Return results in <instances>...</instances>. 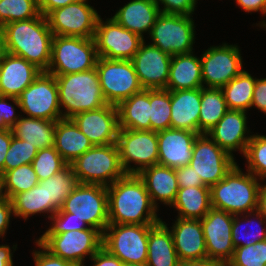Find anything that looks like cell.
Returning <instances> with one entry per match:
<instances>
[{
	"instance_id": "6da1fadb",
	"label": "cell",
	"mask_w": 266,
	"mask_h": 266,
	"mask_svg": "<svg viewBox=\"0 0 266 266\" xmlns=\"http://www.w3.org/2000/svg\"><path fill=\"white\" fill-rule=\"evenodd\" d=\"M109 224H157L158 209L152 204L144 182L126 174L107 187Z\"/></svg>"
},
{
	"instance_id": "7a4b0ae2",
	"label": "cell",
	"mask_w": 266,
	"mask_h": 266,
	"mask_svg": "<svg viewBox=\"0 0 266 266\" xmlns=\"http://www.w3.org/2000/svg\"><path fill=\"white\" fill-rule=\"evenodd\" d=\"M2 30L5 52L24 58L40 70L47 71L54 35L44 15L5 24Z\"/></svg>"
},
{
	"instance_id": "3957f363",
	"label": "cell",
	"mask_w": 266,
	"mask_h": 266,
	"mask_svg": "<svg viewBox=\"0 0 266 266\" xmlns=\"http://www.w3.org/2000/svg\"><path fill=\"white\" fill-rule=\"evenodd\" d=\"M242 170L236 163L222 180L210 187L212 208L232 215L257 210L261 180Z\"/></svg>"
},
{
	"instance_id": "277c9868",
	"label": "cell",
	"mask_w": 266,
	"mask_h": 266,
	"mask_svg": "<svg viewBox=\"0 0 266 266\" xmlns=\"http://www.w3.org/2000/svg\"><path fill=\"white\" fill-rule=\"evenodd\" d=\"M54 76L63 119H71L78 113L99 109L108 104L96 68Z\"/></svg>"
},
{
	"instance_id": "5b68a950",
	"label": "cell",
	"mask_w": 266,
	"mask_h": 266,
	"mask_svg": "<svg viewBox=\"0 0 266 266\" xmlns=\"http://www.w3.org/2000/svg\"><path fill=\"white\" fill-rule=\"evenodd\" d=\"M70 165L81 184L108 187L126 175L120 162L116 143L94 145Z\"/></svg>"
},
{
	"instance_id": "8992f818",
	"label": "cell",
	"mask_w": 266,
	"mask_h": 266,
	"mask_svg": "<svg viewBox=\"0 0 266 266\" xmlns=\"http://www.w3.org/2000/svg\"><path fill=\"white\" fill-rule=\"evenodd\" d=\"M94 38L53 36L47 73L65 75L91 70L98 60Z\"/></svg>"
},
{
	"instance_id": "52a82bcc",
	"label": "cell",
	"mask_w": 266,
	"mask_h": 266,
	"mask_svg": "<svg viewBox=\"0 0 266 266\" xmlns=\"http://www.w3.org/2000/svg\"><path fill=\"white\" fill-rule=\"evenodd\" d=\"M191 15L160 13L147 38L149 44L174 56L187 54L195 49V21Z\"/></svg>"
},
{
	"instance_id": "ba28073f",
	"label": "cell",
	"mask_w": 266,
	"mask_h": 266,
	"mask_svg": "<svg viewBox=\"0 0 266 266\" xmlns=\"http://www.w3.org/2000/svg\"><path fill=\"white\" fill-rule=\"evenodd\" d=\"M48 251L76 266L84 265L103 246V234L92 227L64 233H43L37 239Z\"/></svg>"
},
{
	"instance_id": "9c48e42d",
	"label": "cell",
	"mask_w": 266,
	"mask_h": 266,
	"mask_svg": "<svg viewBox=\"0 0 266 266\" xmlns=\"http://www.w3.org/2000/svg\"><path fill=\"white\" fill-rule=\"evenodd\" d=\"M60 209L103 234L109 224L107 187L79 183Z\"/></svg>"
},
{
	"instance_id": "30bf717a",
	"label": "cell",
	"mask_w": 266,
	"mask_h": 266,
	"mask_svg": "<svg viewBox=\"0 0 266 266\" xmlns=\"http://www.w3.org/2000/svg\"><path fill=\"white\" fill-rule=\"evenodd\" d=\"M155 224H108L103 247L123 263L146 264L148 235Z\"/></svg>"
},
{
	"instance_id": "8fae6325",
	"label": "cell",
	"mask_w": 266,
	"mask_h": 266,
	"mask_svg": "<svg viewBox=\"0 0 266 266\" xmlns=\"http://www.w3.org/2000/svg\"><path fill=\"white\" fill-rule=\"evenodd\" d=\"M95 68L108 104L117 106L121 101L143 90L132 60L99 57Z\"/></svg>"
},
{
	"instance_id": "7c38bea8",
	"label": "cell",
	"mask_w": 266,
	"mask_h": 266,
	"mask_svg": "<svg viewBox=\"0 0 266 266\" xmlns=\"http://www.w3.org/2000/svg\"><path fill=\"white\" fill-rule=\"evenodd\" d=\"M116 144L126 174H138L144 168L158 164L156 131L119 129Z\"/></svg>"
},
{
	"instance_id": "4fadbf2b",
	"label": "cell",
	"mask_w": 266,
	"mask_h": 266,
	"mask_svg": "<svg viewBox=\"0 0 266 266\" xmlns=\"http://www.w3.org/2000/svg\"><path fill=\"white\" fill-rule=\"evenodd\" d=\"M200 60L203 87L222 88L244 70L237 44L212 45L203 51Z\"/></svg>"
},
{
	"instance_id": "5bb4252c",
	"label": "cell",
	"mask_w": 266,
	"mask_h": 266,
	"mask_svg": "<svg viewBox=\"0 0 266 266\" xmlns=\"http://www.w3.org/2000/svg\"><path fill=\"white\" fill-rule=\"evenodd\" d=\"M20 112L27 117L57 121L63 119L55 76L42 71L18 97Z\"/></svg>"
},
{
	"instance_id": "9a60e30c",
	"label": "cell",
	"mask_w": 266,
	"mask_h": 266,
	"mask_svg": "<svg viewBox=\"0 0 266 266\" xmlns=\"http://www.w3.org/2000/svg\"><path fill=\"white\" fill-rule=\"evenodd\" d=\"M94 41L98 57L132 60L145 39L125 29L112 17L103 20L99 16L96 23Z\"/></svg>"
},
{
	"instance_id": "2e32d148",
	"label": "cell",
	"mask_w": 266,
	"mask_h": 266,
	"mask_svg": "<svg viewBox=\"0 0 266 266\" xmlns=\"http://www.w3.org/2000/svg\"><path fill=\"white\" fill-rule=\"evenodd\" d=\"M88 1L81 0L51 11L46 18L53 35L94 38L100 14Z\"/></svg>"
},
{
	"instance_id": "e0dca14e",
	"label": "cell",
	"mask_w": 266,
	"mask_h": 266,
	"mask_svg": "<svg viewBox=\"0 0 266 266\" xmlns=\"http://www.w3.org/2000/svg\"><path fill=\"white\" fill-rule=\"evenodd\" d=\"M236 163L235 158L219 147L207 134H200L195 139L189 165L206 186L217 184Z\"/></svg>"
},
{
	"instance_id": "ac0fdd59",
	"label": "cell",
	"mask_w": 266,
	"mask_h": 266,
	"mask_svg": "<svg viewBox=\"0 0 266 266\" xmlns=\"http://www.w3.org/2000/svg\"><path fill=\"white\" fill-rule=\"evenodd\" d=\"M233 218L234 215L226 211L211 208L200 220L207 258L222 266H226L234 254L235 247L231 236Z\"/></svg>"
},
{
	"instance_id": "d6986e66",
	"label": "cell",
	"mask_w": 266,
	"mask_h": 266,
	"mask_svg": "<svg viewBox=\"0 0 266 266\" xmlns=\"http://www.w3.org/2000/svg\"><path fill=\"white\" fill-rule=\"evenodd\" d=\"M171 58L169 54L144 41L132 62L143 89H166Z\"/></svg>"
},
{
	"instance_id": "ffe728a7",
	"label": "cell",
	"mask_w": 266,
	"mask_h": 266,
	"mask_svg": "<svg viewBox=\"0 0 266 266\" xmlns=\"http://www.w3.org/2000/svg\"><path fill=\"white\" fill-rule=\"evenodd\" d=\"M247 113L241 110H228L219 122L206 133L232 157H235L233 153L237 151L244 156L247 145L253 136L247 125Z\"/></svg>"
},
{
	"instance_id": "44dd1931",
	"label": "cell",
	"mask_w": 266,
	"mask_h": 266,
	"mask_svg": "<svg viewBox=\"0 0 266 266\" xmlns=\"http://www.w3.org/2000/svg\"><path fill=\"white\" fill-rule=\"evenodd\" d=\"M71 119L93 145L117 142L119 120L115 105L107 104L99 109L81 112Z\"/></svg>"
},
{
	"instance_id": "7402d4cb",
	"label": "cell",
	"mask_w": 266,
	"mask_h": 266,
	"mask_svg": "<svg viewBox=\"0 0 266 266\" xmlns=\"http://www.w3.org/2000/svg\"><path fill=\"white\" fill-rule=\"evenodd\" d=\"M198 135L188 130L172 128L158 131V164L174 169L189 165Z\"/></svg>"
},
{
	"instance_id": "603a6c76",
	"label": "cell",
	"mask_w": 266,
	"mask_h": 266,
	"mask_svg": "<svg viewBox=\"0 0 266 266\" xmlns=\"http://www.w3.org/2000/svg\"><path fill=\"white\" fill-rule=\"evenodd\" d=\"M180 262L207 259L201 221L176 217L168 227Z\"/></svg>"
},
{
	"instance_id": "cb8c5ba5",
	"label": "cell",
	"mask_w": 266,
	"mask_h": 266,
	"mask_svg": "<svg viewBox=\"0 0 266 266\" xmlns=\"http://www.w3.org/2000/svg\"><path fill=\"white\" fill-rule=\"evenodd\" d=\"M41 72L24 58L5 52L0 58V95L18 98Z\"/></svg>"
},
{
	"instance_id": "d4e9b609",
	"label": "cell",
	"mask_w": 266,
	"mask_h": 266,
	"mask_svg": "<svg viewBox=\"0 0 266 266\" xmlns=\"http://www.w3.org/2000/svg\"><path fill=\"white\" fill-rule=\"evenodd\" d=\"M137 175L144 182L151 202L158 211L160 203L171 207L179 189L174 168L156 164L144 168Z\"/></svg>"
},
{
	"instance_id": "484cf974",
	"label": "cell",
	"mask_w": 266,
	"mask_h": 266,
	"mask_svg": "<svg viewBox=\"0 0 266 266\" xmlns=\"http://www.w3.org/2000/svg\"><path fill=\"white\" fill-rule=\"evenodd\" d=\"M160 13L155 0H130L111 17L125 29L145 39L144 34H150Z\"/></svg>"
},
{
	"instance_id": "4316f807",
	"label": "cell",
	"mask_w": 266,
	"mask_h": 266,
	"mask_svg": "<svg viewBox=\"0 0 266 266\" xmlns=\"http://www.w3.org/2000/svg\"><path fill=\"white\" fill-rule=\"evenodd\" d=\"M201 88L171 91V128L198 133Z\"/></svg>"
},
{
	"instance_id": "83f0119b",
	"label": "cell",
	"mask_w": 266,
	"mask_h": 266,
	"mask_svg": "<svg viewBox=\"0 0 266 266\" xmlns=\"http://www.w3.org/2000/svg\"><path fill=\"white\" fill-rule=\"evenodd\" d=\"M202 87L200 57L196 56L194 51L172 56L166 90H190Z\"/></svg>"
},
{
	"instance_id": "f1b7e54d",
	"label": "cell",
	"mask_w": 266,
	"mask_h": 266,
	"mask_svg": "<svg viewBox=\"0 0 266 266\" xmlns=\"http://www.w3.org/2000/svg\"><path fill=\"white\" fill-rule=\"evenodd\" d=\"M93 146L72 119L56 121L54 147L68 164Z\"/></svg>"
},
{
	"instance_id": "f546056e",
	"label": "cell",
	"mask_w": 266,
	"mask_h": 266,
	"mask_svg": "<svg viewBox=\"0 0 266 266\" xmlns=\"http://www.w3.org/2000/svg\"><path fill=\"white\" fill-rule=\"evenodd\" d=\"M161 219L149 231L146 266H179L172 234Z\"/></svg>"
},
{
	"instance_id": "4dcf8cb0",
	"label": "cell",
	"mask_w": 266,
	"mask_h": 266,
	"mask_svg": "<svg viewBox=\"0 0 266 266\" xmlns=\"http://www.w3.org/2000/svg\"><path fill=\"white\" fill-rule=\"evenodd\" d=\"M119 129L151 130L150 90L143 89L117 106Z\"/></svg>"
},
{
	"instance_id": "1f68e13d",
	"label": "cell",
	"mask_w": 266,
	"mask_h": 266,
	"mask_svg": "<svg viewBox=\"0 0 266 266\" xmlns=\"http://www.w3.org/2000/svg\"><path fill=\"white\" fill-rule=\"evenodd\" d=\"M56 121L21 115L11 128L13 136L38 150L54 146Z\"/></svg>"
},
{
	"instance_id": "d6a6232c",
	"label": "cell",
	"mask_w": 266,
	"mask_h": 266,
	"mask_svg": "<svg viewBox=\"0 0 266 266\" xmlns=\"http://www.w3.org/2000/svg\"><path fill=\"white\" fill-rule=\"evenodd\" d=\"M172 207L177 211L176 217L201 220L212 208L210 187L179 188L176 199L170 208Z\"/></svg>"
},
{
	"instance_id": "836d02e7",
	"label": "cell",
	"mask_w": 266,
	"mask_h": 266,
	"mask_svg": "<svg viewBox=\"0 0 266 266\" xmlns=\"http://www.w3.org/2000/svg\"><path fill=\"white\" fill-rule=\"evenodd\" d=\"M231 234L235 248L264 241L266 240V219L258 210L234 215Z\"/></svg>"
},
{
	"instance_id": "e575fe53",
	"label": "cell",
	"mask_w": 266,
	"mask_h": 266,
	"mask_svg": "<svg viewBox=\"0 0 266 266\" xmlns=\"http://www.w3.org/2000/svg\"><path fill=\"white\" fill-rule=\"evenodd\" d=\"M229 110L221 88L202 87L198 134H206Z\"/></svg>"
},
{
	"instance_id": "d590c367",
	"label": "cell",
	"mask_w": 266,
	"mask_h": 266,
	"mask_svg": "<svg viewBox=\"0 0 266 266\" xmlns=\"http://www.w3.org/2000/svg\"><path fill=\"white\" fill-rule=\"evenodd\" d=\"M39 182L46 187L47 202H49V220L63 206L66 197L79 184L70 164H67L54 176Z\"/></svg>"
},
{
	"instance_id": "8d00e7d4",
	"label": "cell",
	"mask_w": 266,
	"mask_h": 266,
	"mask_svg": "<svg viewBox=\"0 0 266 266\" xmlns=\"http://www.w3.org/2000/svg\"><path fill=\"white\" fill-rule=\"evenodd\" d=\"M256 77L244 70L221 89L229 110L248 112L251 109Z\"/></svg>"
},
{
	"instance_id": "74e56055",
	"label": "cell",
	"mask_w": 266,
	"mask_h": 266,
	"mask_svg": "<svg viewBox=\"0 0 266 266\" xmlns=\"http://www.w3.org/2000/svg\"><path fill=\"white\" fill-rule=\"evenodd\" d=\"M14 218H23L28 220L30 216L42 213L49 219V202H47L46 187L40 182L31 188L15 195L11 199ZM48 216H47V215Z\"/></svg>"
},
{
	"instance_id": "f35d334b",
	"label": "cell",
	"mask_w": 266,
	"mask_h": 266,
	"mask_svg": "<svg viewBox=\"0 0 266 266\" xmlns=\"http://www.w3.org/2000/svg\"><path fill=\"white\" fill-rule=\"evenodd\" d=\"M38 183L39 179L32 164H24L0 176V195L11 200L15 195L29 191Z\"/></svg>"
},
{
	"instance_id": "ab89813d",
	"label": "cell",
	"mask_w": 266,
	"mask_h": 266,
	"mask_svg": "<svg viewBox=\"0 0 266 266\" xmlns=\"http://www.w3.org/2000/svg\"><path fill=\"white\" fill-rule=\"evenodd\" d=\"M150 123L156 132L171 128V91L150 90Z\"/></svg>"
},
{
	"instance_id": "60d3db41",
	"label": "cell",
	"mask_w": 266,
	"mask_h": 266,
	"mask_svg": "<svg viewBox=\"0 0 266 266\" xmlns=\"http://www.w3.org/2000/svg\"><path fill=\"white\" fill-rule=\"evenodd\" d=\"M40 15L38 0H0V27Z\"/></svg>"
},
{
	"instance_id": "b9f144b4",
	"label": "cell",
	"mask_w": 266,
	"mask_h": 266,
	"mask_svg": "<svg viewBox=\"0 0 266 266\" xmlns=\"http://www.w3.org/2000/svg\"><path fill=\"white\" fill-rule=\"evenodd\" d=\"M246 170L261 181L266 180V135L254 133L243 156Z\"/></svg>"
},
{
	"instance_id": "7bdbcfd3",
	"label": "cell",
	"mask_w": 266,
	"mask_h": 266,
	"mask_svg": "<svg viewBox=\"0 0 266 266\" xmlns=\"http://www.w3.org/2000/svg\"><path fill=\"white\" fill-rule=\"evenodd\" d=\"M31 164L39 181H42L50 176H54L68 163L61 157L55 147L52 146L38 150Z\"/></svg>"
},
{
	"instance_id": "ee69618b",
	"label": "cell",
	"mask_w": 266,
	"mask_h": 266,
	"mask_svg": "<svg viewBox=\"0 0 266 266\" xmlns=\"http://www.w3.org/2000/svg\"><path fill=\"white\" fill-rule=\"evenodd\" d=\"M37 153L38 149L35 146L13 136L4 160V172L24 164H31Z\"/></svg>"
},
{
	"instance_id": "f6af8a7d",
	"label": "cell",
	"mask_w": 266,
	"mask_h": 266,
	"mask_svg": "<svg viewBox=\"0 0 266 266\" xmlns=\"http://www.w3.org/2000/svg\"><path fill=\"white\" fill-rule=\"evenodd\" d=\"M226 266H266V240L236 247L232 259Z\"/></svg>"
},
{
	"instance_id": "bcb514c9",
	"label": "cell",
	"mask_w": 266,
	"mask_h": 266,
	"mask_svg": "<svg viewBox=\"0 0 266 266\" xmlns=\"http://www.w3.org/2000/svg\"><path fill=\"white\" fill-rule=\"evenodd\" d=\"M50 225L43 233H64L72 230H84L90 228L86 222L71 217V213L59 209L51 218Z\"/></svg>"
},
{
	"instance_id": "7dc6e473",
	"label": "cell",
	"mask_w": 266,
	"mask_h": 266,
	"mask_svg": "<svg viewBox=\"0 0 266 266\" xmlns=\"http://www.w3.org/2000/svg\"><path fill=\"white\" fill-rule=\"evenodd\" d=\"M17 109H20L18 98L0 95V130L11 129L16 124L21 116Z\"/></svg>"
},
{
	"instance_id": "c3c4849f",
	"label": "cell",
	"mask_w": 266,
	"mask_h": 266,
	"mask_svg": "<svg viewBox=\"0 0 266 266\" xmlns=\"http://www.w3.org/2000/svg\"><path fill=\"white\" fill-rule=\"evenodd\" d=\"M198 0H155L161 13L194 15ZM163 7H162V6Z\"/></svg>"
},
{
	"instance_id": "681fc988",
	"label": "cell",
	"mask_w": 266,
	"mask_h": 266,
	"mask_svg": "<svg viewBox=\"0 0 266 266\" xmlns=\"http://www.w3.org/2000/svg\"><path fill=\"white\" fill-rule=\"evenodd\" d=\"M38 249L33 250L32 256L35 266H76L48 251L36 238L34 241Z\"/></svg>"
},
{
	"instance_id": "f907efd6",
	"label": "cell",
	"mask_w": 266,
	"mask_h": 266,
	"mask_svg": "<svg viewBox=\"0 0 266 266\" xmlns=\"http://www.w3.org/2000/svg\"><path fill=\"white\" fill-rule=\"evenodd\" d=\"M179 188L206 186L201 177L194 172L191 165L175 168Z\"/></svg>"
},
{
	"instance_id": "816d5d0a",
	"label": "cell",
	"mask_w": 266,
	"mask_h": 266,
	"mask_svg": "<svg viewBox=\"0 0 266 266\" xmlns=\"http://www.w3.org/2000/svg\"><path fill=\"white\" fill-rule=\"evenodd\" d=\"M14 217L11 200L0 195V238L6 236V232L10 227L11 218Z\"/></svg>"
},
{
	"instance_id": "f5cc1de1",
	"label": "cell",
	"mask_w": 266,
	"mask_h": 266,
	"mask_svg": "<svg viewBox=\"0 0 266 266\" xmlns=\"http://www.w3.org/2000/svg\"><path fill=\"white\" fill-rule=\"evenodd\" d=\"M266 115V78H256L251 108Z\"/></svg>"
},
{
	"instance_id": "db71d44e",
	"label": "cell",
	"mask_w": 266,
	"mask_h": 266,
	"mask_svg": "<svg viewBox=\"0 0 266 266\" xmlns=\"http://www.w3.org/2000/svg\"><path fill=\"white\" fill-rule=\"evenodd\" d=\"M88 260L93 262L91 266H122L123 264L118 257H115L103 246Z\"/></svg>"
},
{
	"instance_id": "11a10c76",
	"label": "cell",
	"mask_w": 266,
	"mask_h": 266,
	"mask_svg": "<svg viewBox=\"0 0 266 266\" xmlns=\"http://www.w3.org/2000/svg\"><path fill=\"white\" fill-rule=\"evenodd\" d=\"M237 6L248 13L260 12L262 17L266 16V0H235Z\"/></svg>"
},
{
	"instance_id": "9f6ffc18",
	"label": "cell",
	"mask_w": 266,
	"mask_h": 266,
	"mask_svg": "<svg viewBox=\"0 0 266 266\" xmlns=\"http://www.w3.org/2000/svg\"><path fill=\"white\" fill-rule=\"evenodd\" d=\"M13 138L11 129L0 130V176L4 173V160Z\"/></svg>"
},
{
	"instance_id": "6f0895ef",
	"label": "cell",
	"mask_w": 266,
	"mask_h": 266,
	"mask_svg": "<svg viewBox=\"0 0 266 266\" xmlns=\"http://www.w3.org/2000/svg\"><path fill=\"white\" fill-rule=\"evenodd\" d=\"M81 0H38L40 13L45 17L53 10Z\"/></svg>"
},
{
	"instance_id": "680465c9",
	"label": "cell",
	"mask_w": 266,
	"mask_h": 266,
	"mask_svg": "<svg viewBox=\"0 0 266 266\" xmlns=\"http://www.w3.org/2000/svg\"><path fill=\"white\" fill-rule=\"evenodd\" d=\"M17 244H13L12 248L10 245L0 244V266H13V253L17 249ZM13 249V250H12Z\"/></svg>"
},
{
	"instance_id": "91938a15",
	"label": "cell",
	"mask_w": 266,
	"mask_h": 266,
	"mask_svg": "<svg viewBox=\"0 0 266 266\" xmlns=\"http://www.w3.org/2000/svg\"><path fill=\"white\" fill-rule=\"evenodd\" d=\"M257 210L266 219V180L261 181V185L258 193V205Z\"/></svg>"
},
{
	"instance_id": "94428289",
	"label": "cell",
	"mask_w": 266,
	"mask_h": 266,
	"mask_svg": "<svg viewBox=\"0 0 266 266\" xmlns=\"http://www.w3.org/2000/svg\"><path fill=\"white\" fill-rule=\"evenodd\" d=\"M179 266H222L221 264L209 260L204 259V260H194V261H184V262H180Z\"/></svg>"
},
{
	"instance_id": "6125c7cd",
	"label": "cell",
	"mask_w": 266,
	"mask_h": 266,
	"mask_svg": "<svg viewBox=\"0 0 266 266\" xmlns=\"http://www.w3.org/2000/svg\"><path fill=\"white\" fill-rule=\"evenodd\" d=\"M5 53L4 49V36H3V30L2 27H0V58Z\"/></svg>"
},
{
	"instance_id": "be15d7a7",
	"label": "cell",
	"mask_w": 266,
	"mask_h": 266,
	"mask_svg": "<svg viewBox=\"0 0 266 266\" xmlns=\"http://www.w3.org/2000/svg\"><path fill=\"white\" fill-rule=\"evenodd\" d=\"M122 266H146V264H137V263L126 262V263H123Z\"/></svg>"
},
{
	"instance_id": "e7e4bbea",
	"label": "cell",
	"mask_w": 266,
	"mask_h": 266,
	"mask_svg": "<svg viewBox=\"0 0 266 266\" xmlns=\"http://www.w3.org/2000/svg\"><path fill=\"white\" fill-rule=\"evenodd\" d=\"M256 26L266 29V20L259 21V23H256Z\"/></svg>"
}]
</instances>
